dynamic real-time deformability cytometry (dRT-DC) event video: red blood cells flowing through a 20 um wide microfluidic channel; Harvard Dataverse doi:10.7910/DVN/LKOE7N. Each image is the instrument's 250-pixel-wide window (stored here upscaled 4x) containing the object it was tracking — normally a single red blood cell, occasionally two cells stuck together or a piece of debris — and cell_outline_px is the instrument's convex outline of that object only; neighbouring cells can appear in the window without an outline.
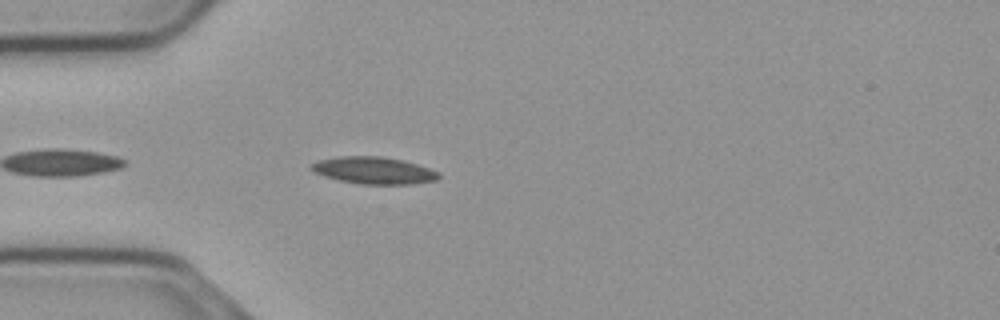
{"species": "common noctule bat (a hibernating species)", "species_latin": "Nyctalus noctula", "temperature_condition": "cold", "stored_images_in_passage": 9, "camera_frame_rate_fps": 3000, "um_per_image_px": 0.085, "animal": {"sex": "male", "body_mass_g": 23.1, "forearm_length_mm": 52.7}, "frame": {"image": 1, "passage_image": 4, "time_ms": 1.0, "image_size_px": [1000, 320], "cell_outline_px": [[440, 176], [436, 180], [412, 184], [360, 184], [340, 180], [324, 176], [312, 172], [308, 168], [312, 164], [320, 160], [340, 156], [380, 156], [400, 160], [416, 164], [440, 172]], "centroid_in_image_um": [31.75, 14.49], "position_along_channel_um": 53.3, "area_um2": 19.94}}
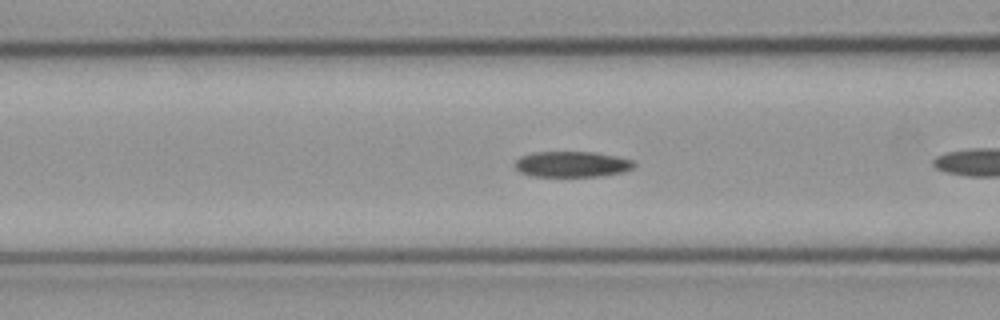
{"frame": {"image": 2, "passage_image": 7, "time_ms": 2.0, "image_size_px": [1000, 320], "cell_outline_px": [[636, 168], [624, 172], [600, 176], [532, 176], [520, 172], [512, 164], [520, 156], [536, 152], [596, 152], [616, 156], [632, 160], [636, 164]], "centroid_in_image_um": [48.64, 13.96], "position_along_channel_um": 118.0, "area_um2": 18.03}}